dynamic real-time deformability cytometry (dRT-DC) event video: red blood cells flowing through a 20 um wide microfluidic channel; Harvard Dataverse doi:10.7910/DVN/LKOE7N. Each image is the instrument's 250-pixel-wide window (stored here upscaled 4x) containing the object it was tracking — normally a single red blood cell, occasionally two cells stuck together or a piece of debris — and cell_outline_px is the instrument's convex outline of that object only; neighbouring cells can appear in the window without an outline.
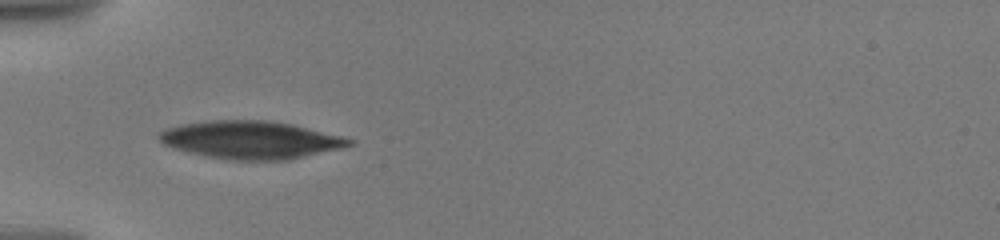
{"species": "human", "species_latin": "Homo sapiens", "temperature_condition": "warm", "stored_images_in_passage": 3, "camera_frame_rate_fps": 3000, "um_per_image_px": 0.085, "donor": {"sex": "male"}, "frame": {"image": 1, "passage_image": 1, "time_ms": 0.0, "image_size_px": [1000, 240], "cell_outline_px": [[356, 144], [340, 148], [288, 160], [236, 160], [204, 156], [188, 152], [164, 144], [156, 136], [160, 132], [168, 128], [180, 124], [212, 120], [268, 120], [292, 124], [356, 140]], "centroid_in_image_um": [21.31, 11.89], "position_along_channel_um": 63.7, "area_um2": 41.67}}